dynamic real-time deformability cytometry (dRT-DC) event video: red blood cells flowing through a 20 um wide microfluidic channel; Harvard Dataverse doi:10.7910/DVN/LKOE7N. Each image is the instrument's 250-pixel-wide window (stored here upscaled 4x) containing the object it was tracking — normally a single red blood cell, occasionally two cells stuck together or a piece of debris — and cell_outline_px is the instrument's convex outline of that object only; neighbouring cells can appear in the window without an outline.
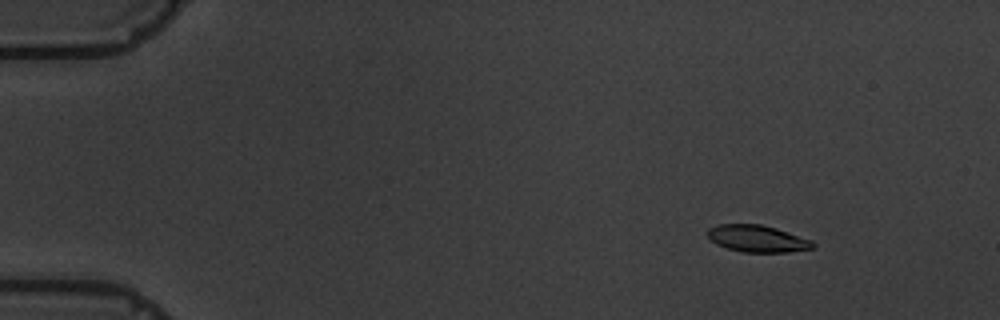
{"species": "common noctule bat (a hibernating species)", "species_latin": "Nyctalus noctula", "temperature_condition": "warm", "stored_images_in_passage": 5, "camera_frame_rate_fps": 3000, "um_per_image_px": 0.085, "animal": {"sex": "male", "body_mass_g": 19.5, "forearm_length_mm": 54.6}, "frame": {"image": 1, "passage_image": 2, "time_ms": 1.0, "image_size_px": [1000, 320], "cell_outline_px": [[816, 244], [812, 248], [788, 252], [740, 252], [716, 244], [708, 236], [708, 228], [716, 224], [760, 224], [776, 228], [812, 240]], "centroid_in_image_um": [64.37, 20.28], "position_along_channel_um": 20.6, "area_um2": 16.47}}